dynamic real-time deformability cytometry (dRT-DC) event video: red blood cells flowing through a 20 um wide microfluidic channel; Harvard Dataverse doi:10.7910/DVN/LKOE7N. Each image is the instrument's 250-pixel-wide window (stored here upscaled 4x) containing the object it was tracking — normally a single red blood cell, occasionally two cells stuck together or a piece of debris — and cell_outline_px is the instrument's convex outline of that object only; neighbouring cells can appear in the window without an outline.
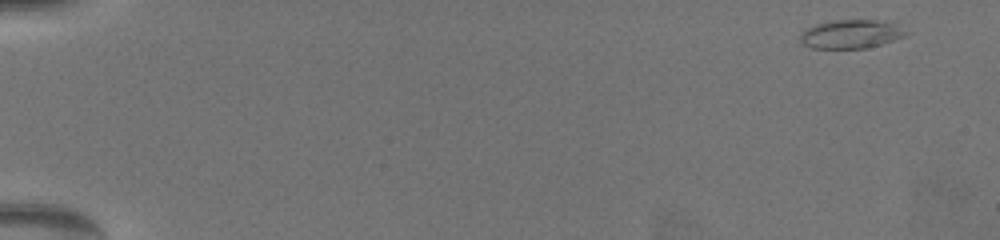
{"species": "common noctule bat (a hibernating species)", "species_latin": "Nyctalus noctula", "temperature_condition": "warm", "stored_images_in_passage": 50, "camera_frame_rate_fps": 3000, "um_per_image_px": 0.085, "animal": {"sex": "female", "body_mass_g": 19.5, "forearm_length_mm": 54.1}, "frame": {"image": 1, "passage_image": 1, "time_ms": 0.0, "image_size_px": [1000, 240], "cell_outline_px": [[900, 36], [892, 40], [880, 44], [864, 48], [812, 48], [804, 44], [800, 36], [808, 28], [820, 24], [840, 20], [872, 20], [888, 24]], "centroid_in_image_um": [72.12, 2.93], "position_along_channel_um": 12.9, "area_um2": 15.95}}
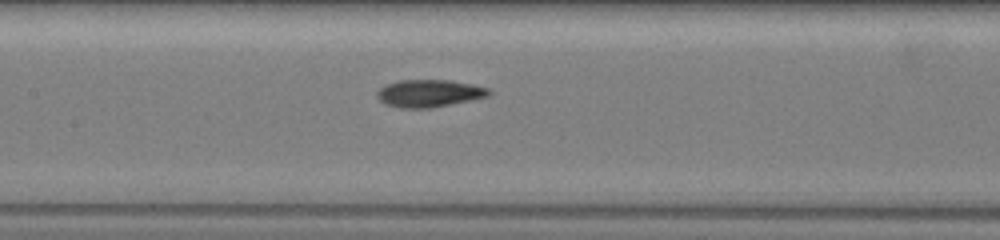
{"frame": {"image": 2, "passage_image": 31, "time_ms": 10.0, "image_size_px": [1000, 240], "cell_outline_px": [[492, 92], [488, 96], [472, 100], [432, 108], [400, 108], [384, 104], [376, 96], [376, 92], [380, 88], [388, 84], [400, 80], [444, 80], [472, 84], [488, 88]], "centroid_in_image_um": [36.47, 7.94], "position_along_channel_um": 170.9, "area_um2": 17.86}}
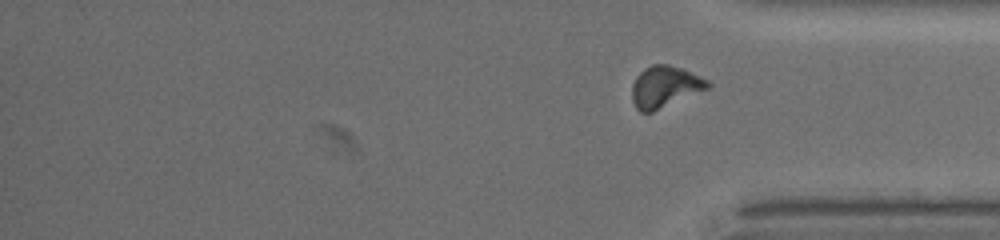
{"frame": {"image": 3, "passage_image": 50, "time_ms": 16.333, "image_size_px": [1000, 240], "cell_outline_px": [[712, 84], [708, 88], [652, 112], [640, 112], [636, 108], [632, 100], [632, 84], [636, 76], [644, 68], [652, 64], [668, 64], [680, 68], [708, 80]], "centroid_in_image_um": [56.48, 7.37], "position_along_channel_um": 378.7, "area_um2": 18.09}}